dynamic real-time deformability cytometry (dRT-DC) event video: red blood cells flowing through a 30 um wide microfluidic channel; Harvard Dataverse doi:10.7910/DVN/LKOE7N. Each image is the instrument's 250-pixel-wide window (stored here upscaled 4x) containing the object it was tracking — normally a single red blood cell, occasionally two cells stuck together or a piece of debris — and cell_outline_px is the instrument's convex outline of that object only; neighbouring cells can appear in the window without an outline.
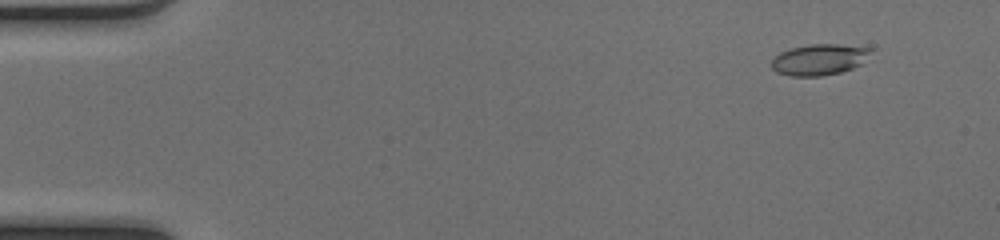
{"species": "common noctule bat (a hibernating species)", "species_latin": "Nyctalus noctula", "temperature_condition": "cold", "stored_images_in_passage": 51, "camera_frame_rate_fps": 3000, "um_per_image_px": 0.085, "animal": {"sex": "female", "body_mass_g": 17.0, "forearm_length_mm": 48.0}, "frame": {"image": 1, "passage_image": 5, "time_ms": 1.333, "image_size_px": [1000, 240], "cell_outline_px": [[872, 52], [860, 64], [852, 68], [840, 72], [820, 76], [792, 76], [776, 72], [772, 68], [772, 60], [780, 52], [792, 48], [808, 44], [836, 44], [872, 48]], "centroid_in_image_um": [69.63, 5.06], "position_along_channel_um": 15.4, "area_um2": 17.8}}
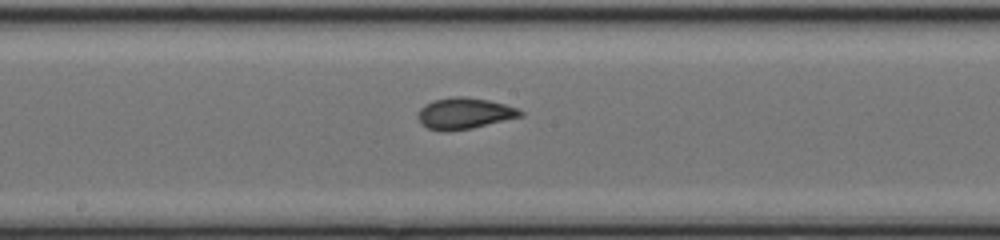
{"frame": {"image": 2, "passage_image": 28, "time_ms": 9.0, "image_size_px": [1000, 240], "cell_outline_px": [[524, 116], [472, 128], [444, 132], [428, 128], [420, 124], [416, 116], [416, 112], [424, 104], [432, 100], [456, 96], [464, 96], [488, 100], [504, 104], [516, 108], [524, 112]], "centroid_in_image_um": [39.43, 9.64], "position_along_channel_um": 208.8, "area_um2": 18.9}}
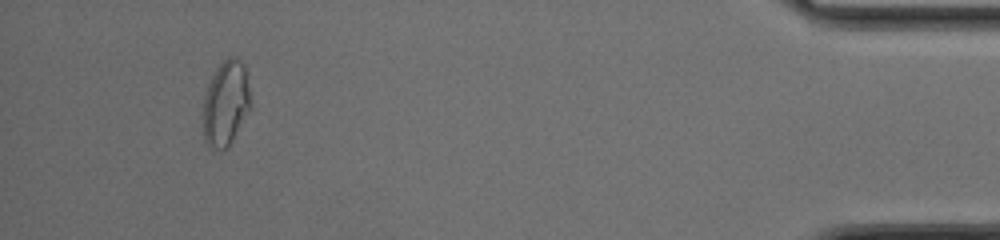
{"frame": {"image": 3, "passage_image": 48, "time_ms": 15.667, "image_size_px": [1000, 240], "cell_outline_px": [[252, 104], [248, 112], [228, 148], [212, 148], [204, 140], [204, 96], [208, 84], [216, 68], [228, 56], [236, 56], [244, 64]], "centroid_in_image_um": [19.21, 8.75], "position_along_channel_um": 416.0, "area_um2": 23.41}, "authors_computed_cell_mechanics": {"area_um2": 18.3226, "velocity_mm_per_s": 4.1298, "shape_relaxation_time_tau1_ms": null, "shape_relaxation_time_tau2_ms": 0.6951, "deformation_change_tau1": null, "deformation_change_tau2": 0.0364}}